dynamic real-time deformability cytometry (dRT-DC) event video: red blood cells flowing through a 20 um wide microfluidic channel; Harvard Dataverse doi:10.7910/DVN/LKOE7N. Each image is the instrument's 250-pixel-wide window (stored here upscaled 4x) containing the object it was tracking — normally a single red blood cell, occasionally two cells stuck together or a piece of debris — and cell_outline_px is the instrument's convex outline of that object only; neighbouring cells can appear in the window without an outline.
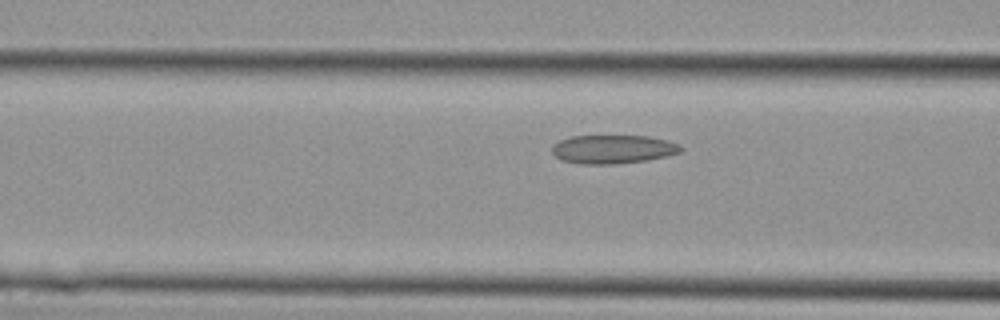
{"species": "Egyptian fruit bat (a non-hibernating species)", "species_latin": "Rousettus aegyptiacus", "temperature_condition": "cold", "stored_images_in_passage": 4, "camera_frame_rate_fps": 3000, "um_per_image_px": 0.085, "animal": {"sex": "female"}, "frame": {"image": 1, "passage_image": 4, "time_ms": 1.0, "image_size_px": [1000, 320], "cell_outline_px": [[684, 148], [680, 152], [668, 156], [648, 160], [616, 164], [580, 164], [560, 160], [552, 152], [552, 144], [560, 140], [572, 136], [648, 136], [668, 140], [680, 144]], "centroid_in_image_um": [52.12, 12.69], "position_along_channel_um": 114.5, "area_um2": 21.73}}